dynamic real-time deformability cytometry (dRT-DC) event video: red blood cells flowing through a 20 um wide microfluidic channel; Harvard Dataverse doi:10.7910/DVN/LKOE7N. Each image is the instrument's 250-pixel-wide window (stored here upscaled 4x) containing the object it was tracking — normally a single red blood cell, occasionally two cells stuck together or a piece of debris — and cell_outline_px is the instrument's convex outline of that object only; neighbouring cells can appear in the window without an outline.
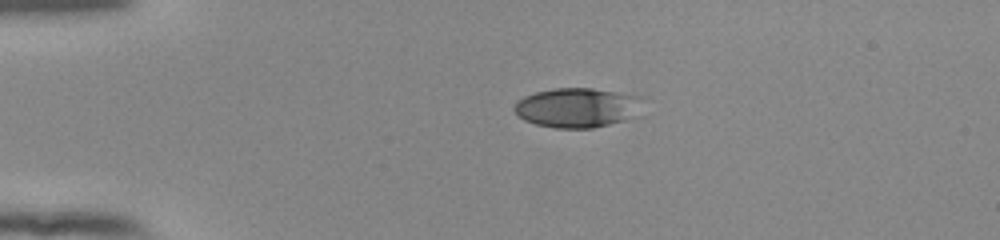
{"species": "human", "species_latin": "Homo sapiens", "temperature_condition": "room temperature", "stored_images_in_passage": 42, "camera_frame_rate_fps": 3000, "um_per_image_px": 0.085, "donor": {"sex": "female"}, "frame": {"image": 1, "passage_image": 1, "time_ms": 0.0, "image_size_px": [1000, 240], "cell_outline_px": [[644, 116], [592, 128], [556, 128], [536, 124], [524, 120], [512, 108], [524, 96], [536, 92], [556, 88], [592, 88], [644, 96]], "centroid_in_image_um": [49.23, 9.15], "position_along_channel_um": 35.8, "area_um2": 30.35}}
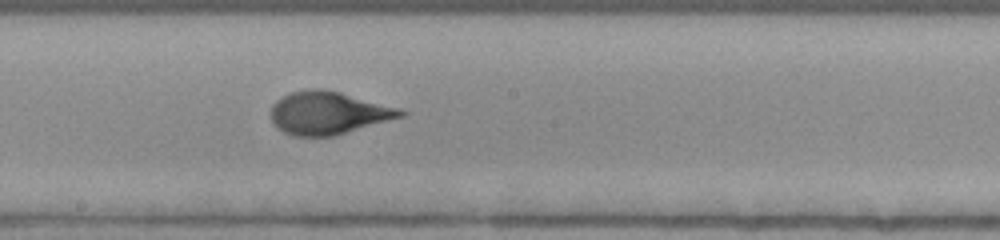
{"frame": {"image": 2, "passage_image": 19, "time_ms": 6.0, "image_size_px": [1000, 240], "cell_outline_px": [[408, 112], [404, 116], [336, 136], [292, 136], [276, 128], [272, 120], [272, 104], [280, 96], [292, 92], [316, 88], [320, 88], [340, 92], [400, 108]], "centroid_in_image_um": [27.91, 9.61], "position_along_channel_um": 220.3, "area_um2": 32.48}}
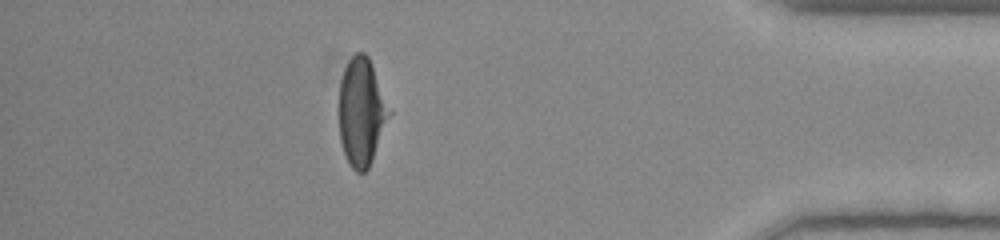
{"frame": {"image": 3, "passage_image": 36, "time_ms": 11.667, "image_size_px": [1000, 240], "cell_outline_px": [[392, 112], [372, 160], [368, 168], [364, 172], [356, 172], [352, 168], [344, 152], [340, 140], [340, 80], [344, 68], [348, 60], [356, 52], [364, 52], [368, 56], [372, 64]], "centroid_in_image_um": [30.75, 9.49], "position_along_channel_um": 404.5, "area_um2": 31.39}, "authors_computed_cell_mechanics": {"area_um2": 31.6744, "velocity_mm_per_s": 3.9212, "shape_relaxation_time_tau1_ms": 4.2798, "shape_relaxation_time_tau2_ms": null, "deformation_change_tau1": 0.2102, "deformation_change_tau2": null}}